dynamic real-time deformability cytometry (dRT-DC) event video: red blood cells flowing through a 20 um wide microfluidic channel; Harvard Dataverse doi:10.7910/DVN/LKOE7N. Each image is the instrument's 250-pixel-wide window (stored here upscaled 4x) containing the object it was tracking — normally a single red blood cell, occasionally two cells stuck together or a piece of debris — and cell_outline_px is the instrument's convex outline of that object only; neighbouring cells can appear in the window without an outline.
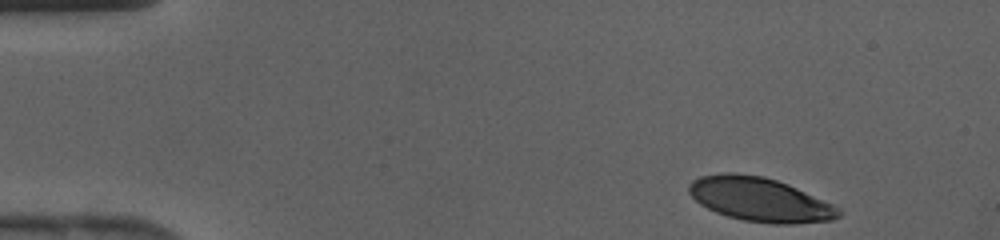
{"species": "human", "species_latin": "Homo sapiens", "temperature_condition": "cold", "stored_images_in_passage": 39, "camera_frame_rate_fps": 3000, "um_per_image_px": 0.085, "donor": {"sex": "female"}, "frame": {"image": 1, "passage_image": 1, "time_ms": 0.0, "image_size_px": [1000, 240], "cell_outline_px": [[844, 212], [840, 216], [832, 220], [792, 224], [772, 224], [744, 220], [728, 216], [716, 212], [700, 204], [688, 192], [688, 184], [692, 180], [700, 176], [724, 172], [736, 172], [764, 176], [788, 184], [832, 204], [840, 208]], "centroid_in_image_um": [64.59, 16.95], "position_along_channel_um": 20.4, "area_um2": 38.49}}
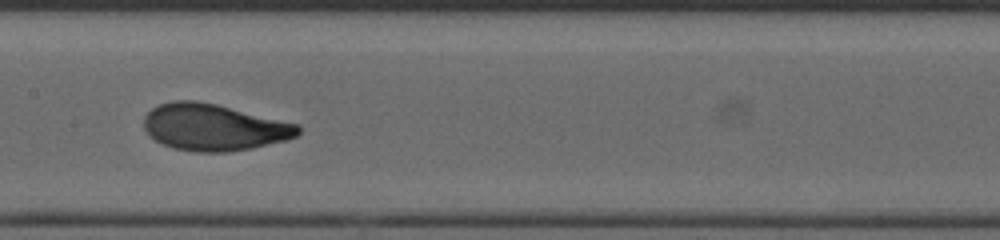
{"frame": {"image": 2, "passage_image": 18, "time_ms": 5.667, "image_size_px": [1000, 240], "cell_outline_px": [[300, 132], [296, 136], [284, 140], [252, 148], [228, 152], [196, 152], [172, 148], [156, 140], [144, 128], [144, 116], [152, 108], [160, 104], [172, 100], [196, 100], [216, 104], [300, 124]], "centroid_in_image_um": [18.18, 10.81], "position_along_channel_um": 189.2, "area_um2": 41.85}}
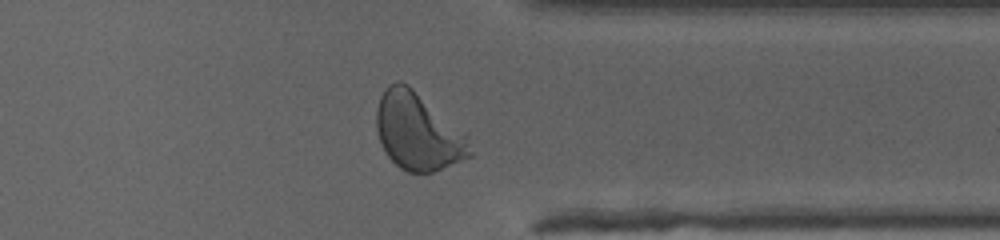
{"frame": {"image": 3, "passage_image": 30, "time_ms": 9.667, "image_size_px": [1000, 240], "cell_outline_px": [[472, 156], [432, 172], [408, 172], [400, 168], [388, 156], [380, 140], [376, 128], [376, 108], [380, 96], [384, 88], [388, 84], [396, 80], [400, 80], [408, 84], [464, 132], [472, 152]], "centroid_in_image_um": [35.49, 11.16], "position_along_channel_um": 375.9, "area_um2": 41.73}}